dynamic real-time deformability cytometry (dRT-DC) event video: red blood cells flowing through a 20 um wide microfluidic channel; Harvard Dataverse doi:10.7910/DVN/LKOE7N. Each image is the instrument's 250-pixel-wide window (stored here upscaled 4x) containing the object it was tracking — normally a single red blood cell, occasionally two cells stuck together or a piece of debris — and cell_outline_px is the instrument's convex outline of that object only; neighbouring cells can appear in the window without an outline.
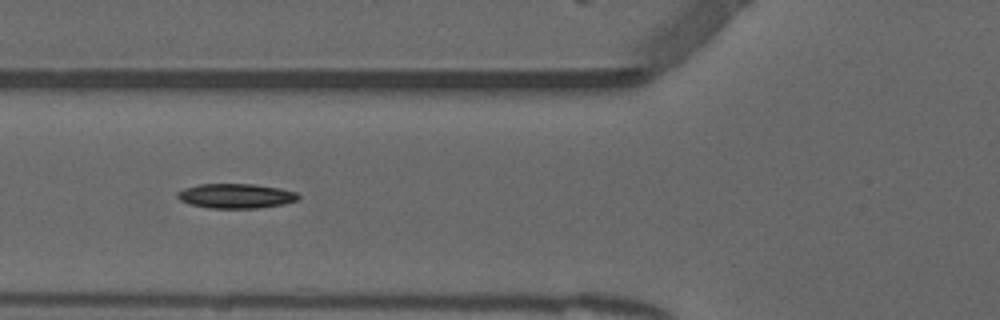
{"species": "common noctule bat (a hibernating species)", "species_latin": "Nyctalus noctula", "temperature_condition": "warm", "stored_images_in_passage": 40, "camera_frame_rate_fps": 3000, "um_per_image_px": 0.085, "animal": {"sex": "male", "forearm_length_mm": 52.5}, "frame": {"image": 1, "passage_image": 7, "time_ms": 2.0, "image_size_px": [1000, 320], "cell_outline_px": [[300, 200], [284, 204], [256, 208], [212, 208], [188, 204], [180, 200], [176, 196], [176, 192], [184, 188], [200, 184], [256, 184], [280, 188], [296, 192], [300, 196]], "centroid_in_image_um": [20.06, 16.65], "position_along_channel_um": 105.7, "area_um2": 17.51}, "authors_computed_cell_mechanics": {"area_um2": 16.7042, "velocity_mm_per_s": 3.9052, "shape_relaxation_time_tau1_ms": null, "shape_relaxation_time_tau2_ms": 7.0386, "deformation_change_tau1": null, "deformation_change_tau2": 0.1234}}